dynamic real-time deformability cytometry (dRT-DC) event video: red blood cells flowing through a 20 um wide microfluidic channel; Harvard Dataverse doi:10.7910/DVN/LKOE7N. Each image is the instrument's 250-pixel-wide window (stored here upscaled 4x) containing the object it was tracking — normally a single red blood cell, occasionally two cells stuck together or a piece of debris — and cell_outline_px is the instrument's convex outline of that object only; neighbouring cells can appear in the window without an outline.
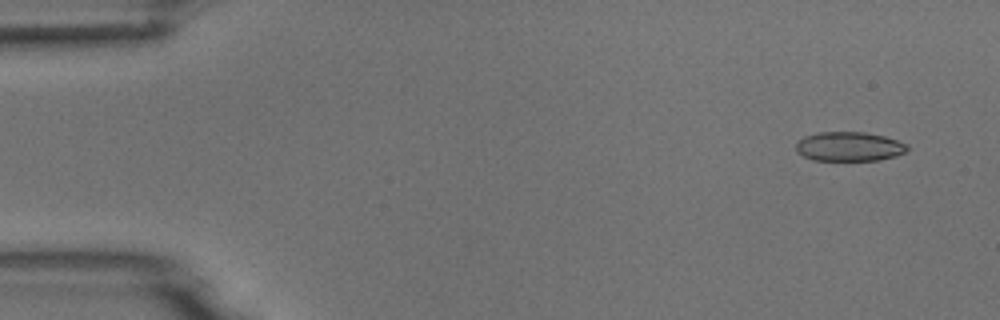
{"species": "common noctule bat (a hibernating species)", "species_latin": "Nyctalus noctula", "temperature_condition": "room temperature", "stored_images_in_passage": 4, "camera_frame_rate_fps": 3000, "um_per_image_px": 0.085, "animal": {"sex": "male", "body_mass_g": 18.8}, "frame": {"image": 1, "passage_image": 1, "time_ms": 0.0, "image_size_px": [1000, 320], "cell_outline_px": [[908, 148], [904, 152], [896, 156], [880, 160], [812, 160], [796, 152], [796, 140], [804, 136], [816, 132], [864, 132], [884, 136], [908, 144]], "centroid_in_image_um": [72.14, 12.45], "position_along_channel_um": 12.9, "area_um2": 19.13}}
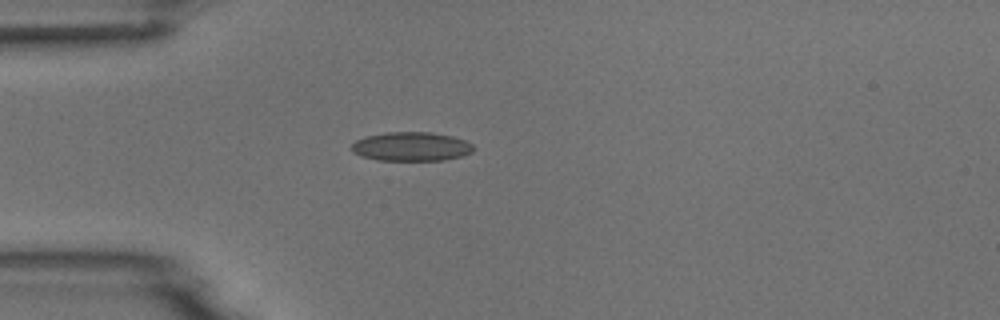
{"frame": {"image": 2, "passage_image": 4, "time_ms": 3.667, "image_size_px": [1000, 320], "cell_outline_px": [[476, 148], [472, 152], [460, 156], [444, 160], [376, 160], [360, 156], [352, 152], [352, 144], [356, 140], [364, 136], [384, 132], [432, 132], [452, 136], [464, 140], [472, 144]], "centroid_in_image_um": [34.94, 12.45], "position_along_channel_um": 50.1, "area_um2": 20.75}}